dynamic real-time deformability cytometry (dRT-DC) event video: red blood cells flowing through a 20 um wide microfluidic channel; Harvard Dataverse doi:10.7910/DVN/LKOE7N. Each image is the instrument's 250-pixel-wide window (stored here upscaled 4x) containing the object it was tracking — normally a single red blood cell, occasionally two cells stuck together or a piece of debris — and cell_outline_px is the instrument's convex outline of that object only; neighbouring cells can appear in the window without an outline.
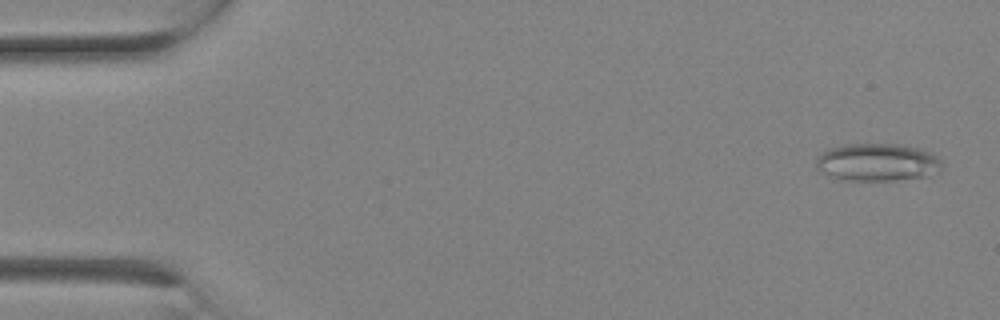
{"species": "Egyptian fruit bat (a non-hibernating species)", "species_latin": "Rousettus aegyptiacus", "temperature_condition": "room temperature", "stored_images_in_passage": 2, "camera_frame_rate_fps": 3000, "um_per_image_px": 0.085, "animal": {"sex": "female"}, "frame": {"image": 1, "passage_image": 1, "time_ms": 0.0, "image_size_px": [1000, 320], "cell_outline_px": [[940, 172], [928, 176], [896, 180], [844, 180], [828, 176], [816, 168], [816, 156], [828, 148], [844, 144], [900, 144], [920, 148], [932, 152], [940, 160]], "centroid_in_image_um": [74.56, 13.79], "position_along_channel_um": 10.4, "area_um2": 27.92}}